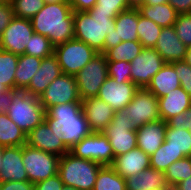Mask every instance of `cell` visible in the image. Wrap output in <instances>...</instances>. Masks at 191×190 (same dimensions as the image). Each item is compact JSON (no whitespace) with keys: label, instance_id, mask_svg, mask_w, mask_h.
Instances as JSON below:
<instances>
[{"label":"cell","instance_id":"cell-1","mask_svg":"<svg viewBox=\"0 0 191 190\" xmlns=\"http://www.w3.org/2000/svg\"><path fill=\"white\" fill-rule=\"evenodd\" d=\"M53 132L70 149L92 133L81 102L62 103L50 107L44 117Z\"/></svg>","mask_w":191,"mask_h":190},{"label":"cell","instance_id":"cell-2","mask_svg":"<svg viewBox=\"0 0 191 190\" xmlns=\"http://www.w3.org/2000/svg\"><path fill=\"white\" fill-rule=\"evenodd\" d=\"M30 20L34 32L47 37L54 47L74 38L73 10L69 2L45 3Z\"/></svg>","mask_w":191,"mask_h":190},{"label":"cell","instance_id":"cell-3","mask_svg":"<svg viewBox=\"0 0 191 190\" xmlns=\"http://www.w3.org/2000/svg\"><path fill=\"white\" fill-rule=\"evenodd\" d=\"M74 38L86 43L97 53H104L105 37L115 30L110 13L73 11Z\"/></svg>","mask_w":191,"mask_h":190},{"label":"cell","instance_id":"cell-4","mask_svg":"<svg viewBox=\"0 0 191 190\" xmlns=\"http://www.w3.org/2000/svg\"><path fill=\"white\" fill-rule=\"evenodd\" d=\"M101 167L95 161L78 158L67 152L59 159L58 174L64 185L77 190H93Z\"/></svg>","mask_w":191,"mask_h":190},{"label":"cell","instance_id":"cell-5","mask_svg":"<svg viewBox=\"0 0 191 190\" xmlns=\"http://www.w3.org/2000/svg\"><path fill=\"white\" fill-rule=\"evenodd\" d=\"M45 109L39 97L28 94L25 90H15L7 115L26 135L44 121Z\"/></svg>","mask_w":191,"mask_h":190},{"label":"cell","instance_id":"cell-6","mask_svg":"<svg viewBox=\"0 0 191 190\" xmlns=\"http://www.w3.org/2000/svg\"><path fill=\"white\" fill-rule=\"evenodd\" d=\"M63 74L75 76L96 54L86 43L72 38L54 47Z\"/></svg>","mask_w":191,"mask_h":190},{"label":"cell","instance_id":"cell-7","mask_svg":"<svg viewBox=\"0 0 191 190\" xmlns=\"http://www.w3.org/2000/svg\"><path fill=\"white\" fill-rule=\"evenodd\" d=\"M136 130L124 110L114 112L111 122L103 131L113 148L114 159L137 147Z\"/></svg>","mask_w":191,"mask_h":190},{"label":"cell","instance_id":"cell-8","mask_svg":"<svg viewBox=\"0 0 191 190\" xmlns=\"http://www.w3.org/2000/svg\"><path fill=\"white\" fill-rule=\"evenodd\" d=\"M74 77L81 100L96 97L109 77L105 54H96Z\"/></svg>","mask_w":191,"mask_h":190},{"label":"cell","instance_id":"cell-9","mask_svg":"<svg viewBox=\"0 0 191 190\" xmlns=\"http://www.w3.org/2000/svg\"><path fill=\"white\" fill-rule=\"evenodd\" d=\"M60 157L43 150L23 145V165L29 182L35 184L58 174Z\"/></svg>","mask_w":191,"mask_h":190},{"label":"cell","instance_id":"cell-10","mask_svg":"<svg viewBox=\"0 0 191 190\" xmlns=\"http://www.w3.org/2000/svg\"><path fill=\"white\" fill-rule=\"evenodd\" d=\"M75 157L92 160L102 166H112L114 151L103 132H92L69 149Z\"/></svg>","mask_w":191,"mask_h":190},{"label":"cell","instance_id":"cell-11","mask_svg":"<svg viewBox=\"0 0 191 190\" xmlns=\"http://www.w3.org/2000/svg\"><path fill=\"white\" fill-rule=\"evenodd\" d=\"M127 118L136 129L146 123L161 120L158 98L146 88H139L132 101L124 108Z\"/></svg>","mask_w":191,"mask_h":190},{"label":"cell","instance_id":"cell-12","mask_svg":"<svg viewBox=\"0 0 191 190\" xmlns=\"http://www.w3.org/2000/svg\"><path fill=\"white\" fill-rule=\"evenodd\" d=\"M39 99L45 111L57 104L82 101L75 77L63 73L49 84Z\"/></svg>","mask_w":191,"mask_h":190},{"label":"cell","instance_id":"cell-13","mask_svg":"<svg viewBox=\"0 0 191 190\" xmlns=\"http://www.w3.org/2000/svg\"><path fill=\"white\" fill-rule=\"evenodd\" d=\"M33 34L30 19L14 17L0 36V49L17 55L25 54V47Z\"/></svg>","mask_w":191,"mask_h":190},{"label":"cell","instance_id":"cell-14","mask_svg":"<svg viewBox=\"0 0 191 190\" xmlns=\"http://www.w3.org/2000/svg\"><path fill=\"white\" fill-rule=\"evenodd\" d=\"M166 62L154 48H144L131 62V82L146 88Z\"/></svg>","mask_w":191,"mask_h":190},{"label":"cell","instance_id":"cell-15","mask_svg":"<svg viewBox=\"0 0 191 190\" xmlns=\"http://www.w3.org/2000/svg\"><path fill=\"white\" fill-rule=\"evenodd\" d=\"M138 9L130 8L115 17V30L105 37L104 54L122 41L138 40Z\"/></svg>","mask_w":191,"mask_h":190},{"label":"cell","instance_id":"cell-16","mask_svg":"<svg viewBox=\"0 0 191 190\" xmlns=\"http://www.w3.org/2000/svg\"><path fill=\"white\" fill-rule=\"evenodd\" d=\"M138 89L139 87L135 83H118L113 78L108 77L96 97L110 105L114 111L124 110Z\"/></svg>","mask_w":191,"mask_h":190},{"label":"cell","instance_id":"cell-17","mask_svg":"<svg viewBox=\"0 0 191 190\" xmlns=\"http://www.w3.org/2000/svg\"><path fill=\"white\" fill-rule=\"evenodd\" d=\"M158 106L161 120L165 122L181 121L184 112L191 107V96L180 86L158 98Z\"/></svg>","mask_w":191,"mask_h":190},{"label":"cell","instance_id":"cell-18","mask_svg":"<svg viewBox=\"0 0 191 190\" xmlns=\"http://www.w3.org/2000/svg\"><path fill=\"white\" fill-rule=\"evenodd\" d=\"M56 132H53L48 124L43 121L27 134V143L29 146L63 156L69 149L64 145Z\"/></svg>","mask_w":191,"mask_h":190},{"label":"cell","instance_id":"cell-19","mask_svg":"<svg viewBox=\"0 0 191 190\" xmlns=\"http://www.w3.org/2000/svg\"><path fill=\"white\" fill-rule=\"evenodd\" d=\"M82 110L92 132H103L111 122L114 110L97 97L86 98L81 101Z\"/></svg>","mask_w":191,"mask_h":190},{"label":"cell","instance_id":"cell-20","mask_svg":"<svg viewBox=\"0 0 191 190\" xmlns=\"http://www.w3.org/2000/svg\"><path fill=\"white\" fill-rule=\"evenodd\" d=\"M61 74L58 59L53 53L42 59L39 70L33 75L25 91L32 96L40 97L49 84Z\"/></svg>","mask_w":191,"mask_h":190},{"label":"cell","instance_id":"cell-21","mask_svg":"<svg viewBox=\"0 0 191 190\" xmlns=\"http://www.w3.org/2000/svg\"><path fill=\"white\" fill-rule=\"evenodd\" d=\"M22 159L23 146L3 147L0 182L29 181Z\"/></svg>","mask_w":191,"mask_h":190},{"label":"cell","instance_id":"cell-22","mask_svg":"<svg viewBox=\"0 0 191 190\" xmlns=\"http://www.w3.org/2000/svg\"><path fill=\"white\" fill-rule=\"evenodd\" d=\"M166 63L183 60L187 46L177 36L173 26L162 27L157 43L154 47Z\"/></svg>","mask_w":191,"mask_h":190},{"label":"cell","instance_id":"cell-23","mask_svg":"<svg viewBox=\"0 0 191 190\" xmlns=\"http://www.w3.org/2000/svg\"><path fill=\"white\" fill-rule=\"evenodd\" d=\"M168 122L158 120L149 122L136 130L137 148L152 155L165 141Z\"/></svg>","mask_w":191,"mask_h":190},{"label":"cell","instance_id":"cell-24","mask_svg":"<svg viewBox=\"0 0 191 190\" xmlns=\"http://www.w3.org/2000/svg\"><path fill=\"white\" fill-rule=\"evenodd\" d=\"M112 167L124 179L150 167V156L140 148L115 157Z\"/></svg>","mask_w":191,"mask_h":190},{"label":"cell","instance_id":"cell-25","mask_svg":"<svg viewBox=\"0 0 191 190\" xmlns=\"http://www.w3.org/2000/svg\"><path fill=\"white\" fill-rule=\"evenodd\" d=\"M125 180L126 190H171L166 182L165 173L152 167L131 175Z\"/></svg>","mask_w":191,"mask_h":190},{"label":"cell","instance_id":"cell-26","mask_svg":"<svg viewBox=\"0 0 191 190\" xmlns=\"http://www.w3.org/2000/svg\"><path fill=\"white\" fill-rule=\"evenodd\" d=\"M178 87H180V81L174 66L171 63H165L164 66L151 78L146 89L157 98H160Z\"/></svg>","mask_w":191,"mask_h":190},{"label":"cell","instance_id":"cell-27","mask_svg":"<svg viewBox=\"0 0 191 190\" xmlns=\"http://www.w3.org/2000/svg\"><path fill=\"white\" fill-rule=\"evenodd\" d=\"M165 141L178 153L185 157H191V135L184 123L168 122Z\"/></svg>","mask_w":191,"mask_h":190},{"label":"cell","instance_id":"cell-28","mask_svg":"<svg viewBox=\"0 0 191 190\" xmlns=\"http://www.w3.org/2000/svg\"><path fill=\"white\" fill-rule=\"evenodd\" d=\"M42 58L21 54L18 55V64L15 71V89L25 90L33 75L39 70Z\"/></svg>","mask_w":191,"mask_h":190},{"label":"cell","instance_id":"cell-29","mask_svg":"<svg viewBox=\"0 0 191 190\" xmlns=\"http://www.w3.org/2000/svg\"><path fill=\"white\" fill-rule=\"evenodd\" d=\"M138 10L140 15L152 20L161 27L173 26L178 15L176 10L169 3L154 6L143 4Z\"/></svg>","mask_w":191,"mask_h":190},{"label":"cell","instance_id":"cell-30","mask_svg":"<svg viewBox=\"0 0 191 190\" xmlns=\"http://www.w3.org/2000/svg\"><path fill=\"white\" fill-rule=\"evenodd\" d=\"M27 143L26 133L7 115L0 114V146H23Z\"/></svg>","mask_w":191,"mask_h":190},{"label":"cell","instance_id":"cell-31","mask_svg":"<svg viewBox=\"0 0 191 190\" xmlns=\"http://www.w3.org/2000/svg\"><path fill=\"white\" fill-rule=\"evenodd\" d=\"M93 190H126V180L112 166H102Z\"/></svg>","mask_w":191,"mask_h":190},{"label":"cell","instance_id":"cell-32","mask_svg":"<svg viewBox=\"0 0 191 190\" xmlns=\"http://www.w3.org/2000/svg\"><path fill=\"white\" fill-rule=\"evenodd\" d=\"M162 27L157 25L150 19H147L140 15L138 10V25L137 34L138 41L144 48H154L158 37L161 33Z\"/></svg>","mask_w":191,"mask_h":190},{"label":"cell","instance_id":"cell-33","mask_svg":"<svg viewBox=\"0 0 191 190\" xmlns=\"http://www.w3.org/2000/svg\"><path fill=\"white\" fill-rule=\"evenodd\" d=\"M144 47L138 40L122 41L115 47L110 48L106 53L107 61H127L131 62L138 54L142 52Z\"/></svg>","mask_w":191,"mask_h":190},{"label":"cell","instance_id":"cell-34","mask_svg":"<svg viewBox=\"0 0 191 190\" xmlns=\"http://www.w3.org/2000/svg\"><path fill=\"white\" fill-rule=\"evenodd\" d=\"M184 157L183 153H178L169 146L167 141H164L162 145L152 155H150V167L155 170L165 172L169 165L174 161Z\"/></svg>","mask_w":191,"mask_h":190},{"label":"cell","instance_id":"cell-35","mask_svg":"<svg viewBox=\"0 0 191 190\" xmlns=\"http://www.w3.org/2000/svg\"><path fill=\"white\" fill-rule=\"evenodd\" d=\"M18 55L0 49V83L8 89H15V71Z\"/></svg>","mask_w":191,"mask_h":190},{"label":"cell","instance_id":"cell-36","mask_svg":"<svg viewBox=\"0 0 191 190\" xmlns=\"http://www.w3.org/2000/svg\"><path fill=\"white\" fill-rule=\"evenodd\" d=\"M164 173L166 182L172 189L180 181L186 180L191 176V157H184L174 161Z\"/></svg>","mask_w":191,"mask_h":190},{"label":"cell","instance_id":"cell-37","mask_svg":"<svg viewBox=\"0 0 191 190\" xmlns=\"http://www.w3.org/2000/svg\"><path fill=\"white\" fill-rule=\"evenodd\" d=\"M54 53V46L44 35L35 33L31 36L30 42L25 47V54L37 58H45Z\"/></svg>","mask_w":191,"mask_h":190},{"label":"cell","instance_id":"cell-38","mask_svg":"<svg viewBox=\"0 0 191 190\" xmlns=\"http://www.w3.org/2000/svg\"><path fill=\"white\" fill-rule=\"evenodd\" d=\"M14 17L32 19L44 6V0H10Z\"/></svg>","mask_w":191,"mask_h":190},{"label":"cell","instance_id":"cell-39","mask_svg":"<svg viewBox=\"0 0 191 190\" xmlns=\"http://www.w3.org/2000/svg\"><path fill=\"white\" fill-rule=\"evenodd\" d=\"M108 76L118 83L131 82V64L127 61H107Z\"/></svg>","mask_w":191,"mask_h":190},{"label":"cell","instance_id":"cell-40","mask_svg":"<svg viewBox=\"0 0 191 190\" xmlns=\"http://www.w3.org/2000/svg\"><path fill=\"white\" fill-rule=\"evenodd\" d=\"M128 9L130 8L127 0H97L95 6L87 12L110 13V15L115 18L120 12Z\"/></svg>","mask_w":191,"mask_h":190},{"label":"cell","instance_id":"cell-41","mask_svg":"<svg viewBox=\"0 0 191 190\" xmlns=\"http://www.w3.org/2000/svg\"><path fill=\"white\" fill-rule=\"evenodd\" d=\"M173 27L181 42L187 47L191 46V14H178Z\"/></svg>","mask_w":191,"mask_h":190},{"label":"cell","instance_id":"cell-42","mask_svg":"<svg viewBox=\"0 0 191 190\" xmlns=\"http://www.w3.org/2000/svg\"><path fill=\"white\" fill-rule=\"evenodd\" d=\"M171 64L177 73L182 89L191 96V66L184 60L173 61Z\"/></svg>","mask_w":191,"mask_h":190},{"label":"cell","instance_id":"cell-43","mask_svg":"<svg viewBox=\"0 0 191 190\" xmlns=\"http://www.w3.org/2000/svg\"><path fill=\"white\" fill-rule=\"evenodd\" d=\"M14 18L13 7L10 0L0 3V36Z\"/></svg>","mask_w":191,"mask_h":190},{"label":"cell","instance_id":"cell-44","mask_svg":"<svg viewBox=\"0 0 191 190\" xmlns=\"http://www.w3.org/2000/svg\"><path fill=\"white\" fill-rule=\"evenodd\" d=\"M64 183L59 174H55L45 180L34 184V190H62Z\"/></svg>","mask_w":191,"mask_h":190},{"label":"cell","instance_id":"cell-45","mask_svg":"<svg viewBox=\"0 0 191 190\" xmlns=\"http://www.w3.org/2000/svg\"><path fill=\"white\" fill-rule=\"evenodd\" d=\"M0 190H34V184L29 181L0 182Z\"/></svg>","mask_w":191,"mask_h":190},{"label":"cell","instance_id":"cell-46","mask_svg":"<svg viewBox=\"0 0 191 190\" xmlns=\"http://www.w3.org/2000/svg\"><path fill=\"white\" fill-rule=\"evenodd\" d=\"M73 11H88L92 9L97 0H69Z\"/></svg>","mask_w":191,"mask_h":190},{"label":"cell","instance_id":"cell-47","mask_svg":"<svg viewBox=\"0 0 191 190\" xmlns=\"http://www.w3.org/2000/svg\"><path fill=\"white\" fill-rule=\"evenodd\" d=\"M16 89H8L7 91L0 94V114L7 113L9 106L13 100V92Z\"/></svg>","mask_w":191,"mask_h":190},{"label":"cell","instance_id":"cell-48","mask_svg":"<svg viewBox=\"0 0 191 190\" xmlns=\"http://www.w3.org/2000/svg\"><path fill=\"white\" fill-rule=\"evenodd\" d=\"M178 14L191 13V0H169Z\"/></svg>","mask_w":191,"mask_h":190},{"label":"cell","instance_id":"cell-49","mask_svg":"<svg viewBox=\"0 0 191 190\" xmlns=\"http://www.w3.org/2000/svg\"><path fill=\"white\" fill-rule=\"evenodd\" d=\"M171 190H191V176L176 184Z\"/></svg>","mask_w":191,"mask_h":190},{"label":"cell","instance_id":"cell-50","mask_svg":"<svg viewBox=\"0 0 191 190\" xmlns=\"http://www.w3.org/2000/svg\"><path fill=\"white\" fill-rule=\"evenodd\" d=\"M180 122L185 124L191 135V107L184 112Z\"/></svg>","mask_w":191,"mask_h":190},{"label":"cell","instance_id":"cell-51","mask_svg":"<svg viewBox=\"0 0 191 190\" xmlns=\"http://www.w3.org/2000/svg\"><path fill=\"white\" fill-rule=\"evenodd\" d=\"M129 8L138 9L145 3V0H127Z\"/></svg>","mask_w":191,"mask_h":190},{"label":"cell","instance_id":"cell-52","mask_svg":"<svg viewBox=\"0 0 191 190\" xmlns=\"http://www.w3.org/2000/svg\"><path fill=\"white\" fill-rule=\"evenodd\" d=\"M164 3H169V0H145L144 5L154 6Z\"/></svg>","mask_w":191,"mask_h":190},{"label":"cell","instance_id":"cell-53","mask_svg":"<svg viewBox=\"0 0 191 190\" xmlns=\"http://www.w3.org/2000/svg\"><path fill=\"white\" fill-rule=\"evenodd\" d=\"M188 65L191 66V46L187 47L185 57L183 59Z\"/></svg>","mask_w":191,"mask_h":190},{"label":"cell","instance_id":"cell-54","mask_svg":"<svg viewBox=\"0 0 191 190\" xmlns=\"http://www.w3.org/2000/svg\"><path fill=\"white\" fill-rule=\"evenodd\" d=\"M61 2H69V0H44V3H46V4L61 3Z\"/></svg>","mask_w":191,"mask_h":190},{"label":"cell","instance_id":"cell-55","mask_svg":"<svg viewBox=\"0 0 191 190\" xmlns=\"http://www.w3.org/2000/svg\"><path fill=\"white\" fill-rule=\"evenodd\" d=\"M7 90H8V88L5 85L0 83V94H2L3 92H5Z\"/></svg>","mask_w":191,"mask_h":190},{"label":"cell","instance_id":"cell-56","mask_svg":"<svg viewBox=\"0 0 191 190\" xmlns=\"http://www.w3.org/2000/svg\"><path fill=\"white\" fill-rule=\"evenodd\" d=\"M2 157H3V146H0V171H1V163H2Z\"/></svg>","mask_w":191,"mask_h":190},{"label":"cell","instance_id":"cell-57","mask_svg":"<svg viewBox=\"0 0 191 190\" xmlns=\"http://www.w3.org/2000/svg\"><path fill=\"white\" fill-rule=\"evenodd\" d=\"M62 190H77V189H75V188L72 187V186L64 185L63 188H62Z\"/></svg>","mask_w":191,"mask_h":190}]
</instances>
